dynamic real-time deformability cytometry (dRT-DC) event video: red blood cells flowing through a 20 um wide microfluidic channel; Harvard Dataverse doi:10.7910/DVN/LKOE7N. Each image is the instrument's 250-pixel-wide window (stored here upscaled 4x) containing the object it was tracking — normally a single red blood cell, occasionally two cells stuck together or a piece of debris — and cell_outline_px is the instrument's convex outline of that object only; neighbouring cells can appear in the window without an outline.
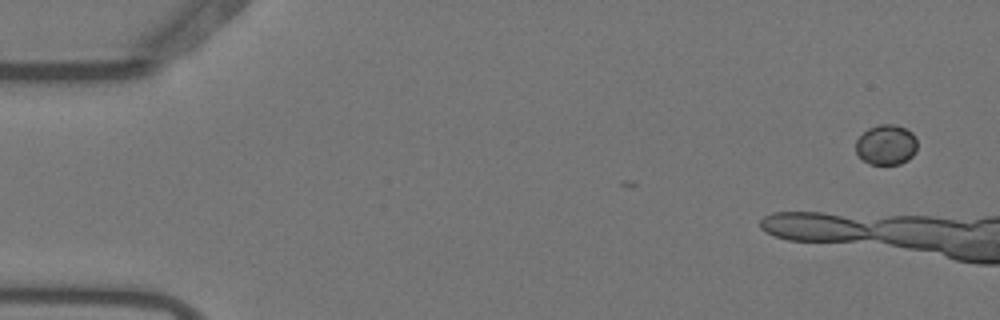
{"species": "Egyptian fruit bat (a non-hibernating species)", "species_latin": "Rousettus aegyptiacus", "temperature_condition": "warm", "stored_images_in_passage": 7, "camera_frame_rate_fps": 3000, "um_per_image_px": 0.085, "animal": {"sex": "female"}, "frame": {"image": 1, "passage_image": 3, "time_ms": 0.667, "image_size_px": [1000, 320], "cell_outline_px": [[916, 152], [908, 160], [900, 164], [868, 164], [856, 152], [856, 140], [868, 128], [880, 124], [896, 124], [912, 132], [916, 136]], "centroid_in_image_um": [75.34, 12.3], "position_along_channel_um": 9.7, "area_um2": 14.45}}